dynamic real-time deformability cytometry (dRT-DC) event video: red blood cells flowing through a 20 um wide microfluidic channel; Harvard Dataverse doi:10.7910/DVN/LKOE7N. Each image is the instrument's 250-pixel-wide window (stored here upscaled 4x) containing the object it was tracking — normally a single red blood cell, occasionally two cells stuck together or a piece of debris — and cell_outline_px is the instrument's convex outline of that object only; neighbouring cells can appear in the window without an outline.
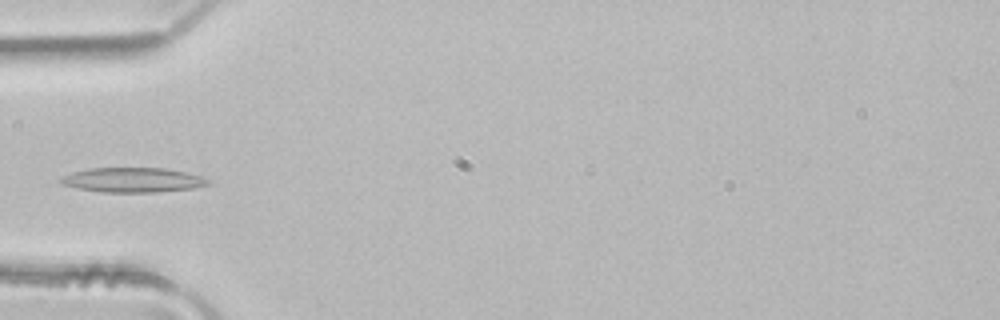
{"species": "common noctule bat (a hibernating species)", "species_latin": "Nyctalus noctula", "temperature_condition": "room temperature", "stored_images_in_passage": 2, "camera_frame_rate_fps": 3000, "um_per_image_px": 0.085, "animal": {"sex": "male", "body_mass_g": 21.5, "forearm_length_mm": 52.0}, "frame": {"image": 1, "passage_image": 2, "time_ms": 0.333, "image_size_px": [1000, 320], "cell_outline_px": [[212, 184], [192, 188], [160, 192], [100, 192], [80, 188], [64, 184], [56, 180], [60, 176], [72, 172], [92, 168], [164, 168], [204, 176], [212, 180]], "centroid_in_image_um": [11.33, 15.29], "position_along_channel_um": 73.7, "area_um2": 21.33}}